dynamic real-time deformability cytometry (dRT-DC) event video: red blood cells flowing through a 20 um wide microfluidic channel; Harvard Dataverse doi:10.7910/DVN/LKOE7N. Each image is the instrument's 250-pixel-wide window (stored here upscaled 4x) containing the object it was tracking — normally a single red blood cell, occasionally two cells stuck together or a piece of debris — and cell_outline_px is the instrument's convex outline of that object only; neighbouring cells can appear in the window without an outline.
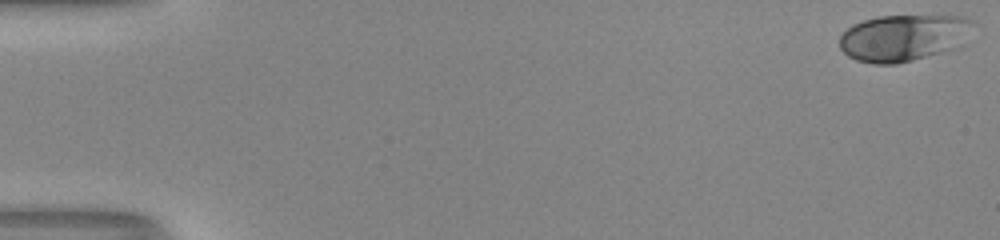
{"species": "human", "species_latin": "Homo sapiens", "temperature_condition": "room temperature", "stored_images_in_passage": 53, "camera_frame_rate_fps": 3000, "um_per_image_px": 0.085, "donor": {"sex": "male"}, "frame": {"image": 1, "passage_image": 1, "time_ms": 0.0, "image_size_px": [1000, 240], "cell_outline_px": [[976, 24], [956, 48], [912, 60], [896, 64], [872, 64], [856, 60], [848, 56], [840, 48], [840, 36], [852, 24], [864, 20], [880, 16], [964, 16], [972, 20]], "centroid_in_image_um": [76.78, 3.2], "position_along_channel_um": 8.2, "area_um2": 36.18}}
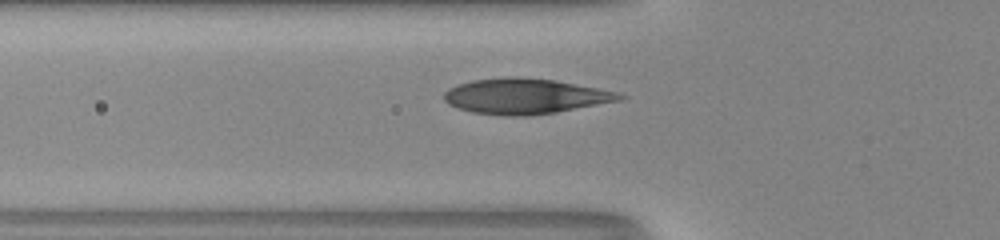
{"frame": {"image": 2, "passage_image": 20, "time_ms": 6.333, "image_size_px": [1000, 240], "cell_outline_px": [[628, 96], [620, 100], [556, 112], [528, 116], [504, 116], [472, 112], [456, 108], [448, 104], [444, 100], [444, 92], [448, 88], [456, 84], [472, 80], [508, 76], [516, 76], [556, 80], [616, 92]], "centroid_in_image_um": [44.57, 8.17], "position_along_channel_um": 81.2, "area_um2": 36.3}}
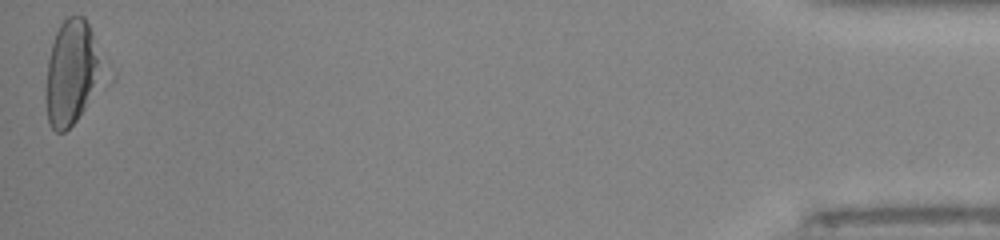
{"frame": {"image": 3, "passage_image": 53, "time_ms": 17.333, "image_size_px": [1000, 240], "cell_outline_px": [[100, 80], [84, 108], [76, 120], [64, 132], [56, 132], [48, 124], [44, 96], [48, 60], [52, 44], [56, 32], [60, 24], [68, 16], [84, 16], [92, 32]], "centroid_in_image_um": [5.98, 6.21], "position_along_channel_um": 429.2, "area_um2": 33.29}, "authors_computed_cell_mechanics": {"area_um2": 35.0268, "velocity_mm_per_s": 4.0163, "shape_relaxation_time_tau1_ms": 7.0341, "shape_relaxation_time_tau2_ms": null, "deformation_change_tau1": 0.2451, "deformation_change_tau2": null}}